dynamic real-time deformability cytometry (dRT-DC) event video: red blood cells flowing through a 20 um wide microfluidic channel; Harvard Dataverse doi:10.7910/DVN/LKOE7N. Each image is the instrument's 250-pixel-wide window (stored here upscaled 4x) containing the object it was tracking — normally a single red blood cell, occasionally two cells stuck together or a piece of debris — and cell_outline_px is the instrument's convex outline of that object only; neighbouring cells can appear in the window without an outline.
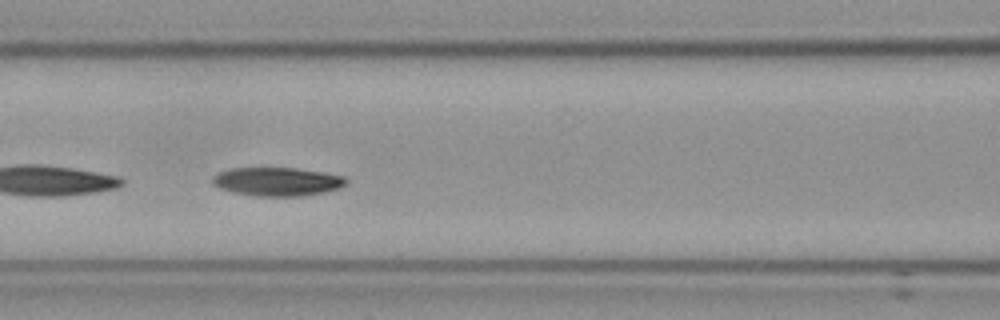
{"species": "Egyptian fruit bat (a non-hibernating species)", "species_latin": "Rousettus aegyptiacus", "temperature_condition": "cold", "stored_images_in_passage": 31, "camera_frame_rate_fps": 3000, "um_per_image_px": 0.085, "frame": {"image": 1, "passage_image": 10, "time_ms": 3.0, "image_size_px": [1000, 320], "cell_outline_px": [[348, 180], [340, 188], [324, 192], [300, 196], [256, 196], [232, 192], [220, 188], [212, 184], [212, 176], [228, 168], [296, 168], [324, 172], [344, 176]], "centroid_in_image_um": [23.55, 15.43], "position_along_channel_um": 143.1, "area_um2": 22.31}, "authors_computed_cell_mechanics": {"area_um2": 22.3686, "velocity_mm_per_s": 3.5257, "shape_relaxation_time_tau1_ms": 5.754, "shape_relaxation_time_tau2_ms": null, "deformation_change_tau1": 0.1269, "deformation_change_tau2": null}}